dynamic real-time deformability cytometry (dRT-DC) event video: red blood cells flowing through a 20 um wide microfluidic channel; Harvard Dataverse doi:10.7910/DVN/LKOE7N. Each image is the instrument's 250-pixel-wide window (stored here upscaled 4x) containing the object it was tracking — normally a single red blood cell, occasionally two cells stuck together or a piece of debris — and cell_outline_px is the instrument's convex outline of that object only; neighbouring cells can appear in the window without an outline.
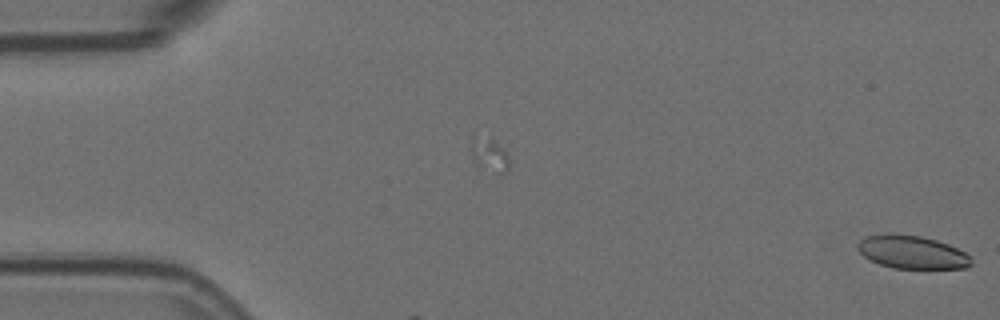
{"species": "Egyptian fruit bat (a non-hibernating species)", "species_latin": "Rousettus aegyptiacus", "temperature_condition": "room temperature", "stored_images_in_passage": 17, "camera_frame_rate_fps": 3000, "um_per_image_px": 0.085, "animal": {"sex": "female"}, "frame": {"image": 1, "passage_image": 17, "time_ms": 5.333, "image_size_px": [1000, 320], "cell_outline_px": [[972, 264], [968, 268], [892, 268], [880, 264], [864, 256], [856, 248], [856, 244], [864, 236], [888, 232], [896, 232], [920, 236], [936, 240], [948, 244], [972, 256]], "centroid_in_image_um": [77.5, 21.41], "position_along_channel_um": 7.5, "area_um2": 22.25}}